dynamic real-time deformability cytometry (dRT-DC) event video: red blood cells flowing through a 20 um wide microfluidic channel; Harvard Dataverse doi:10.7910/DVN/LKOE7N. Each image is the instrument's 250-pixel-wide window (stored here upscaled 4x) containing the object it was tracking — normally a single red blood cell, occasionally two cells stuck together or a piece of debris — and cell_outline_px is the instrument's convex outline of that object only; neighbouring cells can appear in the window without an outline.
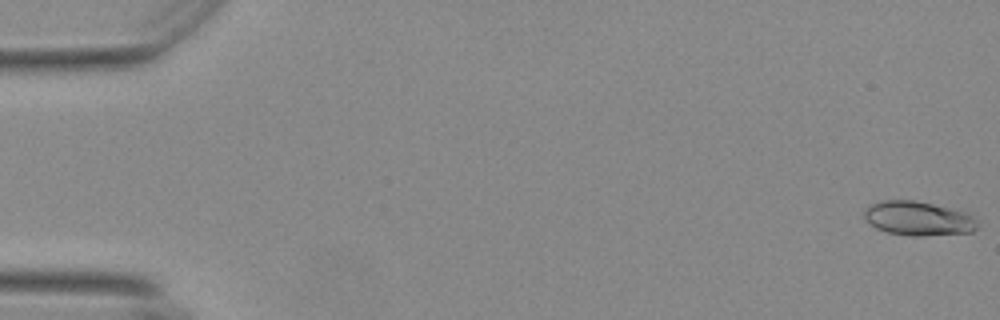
{"species": "Egyptian fruit bat (a non-hibernating species)", "species_latin": "Rousettus aegyptiacus", "temperature_condition": "warm", "stored_images_in_passage": 45, "camera_frame_rate_fps": 3000, "um_per_image_px": 0.085, "animal": {"sex": "female"}, "frame": {"image": 1, "passage_image": 1, "time_ms": 0.0, "image_size_px": [1000, 320], "cell_outline_px": [[980, 224], [972, 232], [924, 236], [912, 236], [888, 232], [876, 228], [864, 220], [864, 212], [872, 204], [880, 200], [912, 200], [932, 204], [964, 212], [976, 220]], "centroid_in_image_um": [78.03, 18.58], "position_along_channel_um": 7.0, "area_um2": 22.37}}
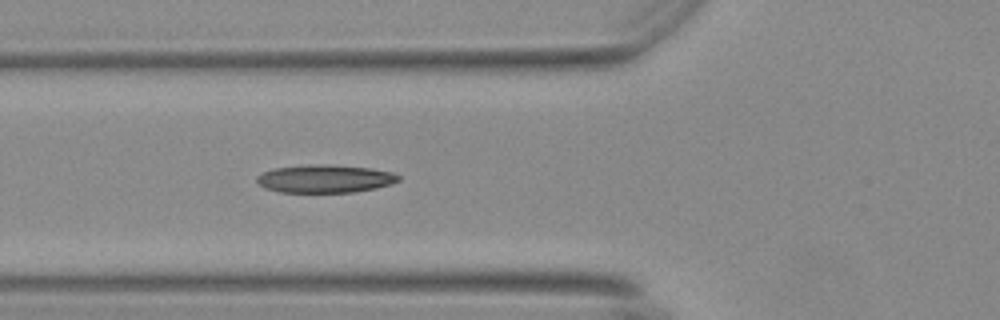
{"frame": {"image": 2, "passage_image": 21, "time_ms": 6.667, "image_size_px": [1000, 320], "cell_outline_px": [[400, 180], [376, 188], [352, 192], [280, 192], [264, 188], [256, 180], [256, 176], [272, 168], [316, 164], [332, 164], [372, 168], [392, 172], [400, 176]], "centroid_in_image_um": [27.61, 15.18], "position_along_channel_um": 98.2, "area_um2": 23.12}}
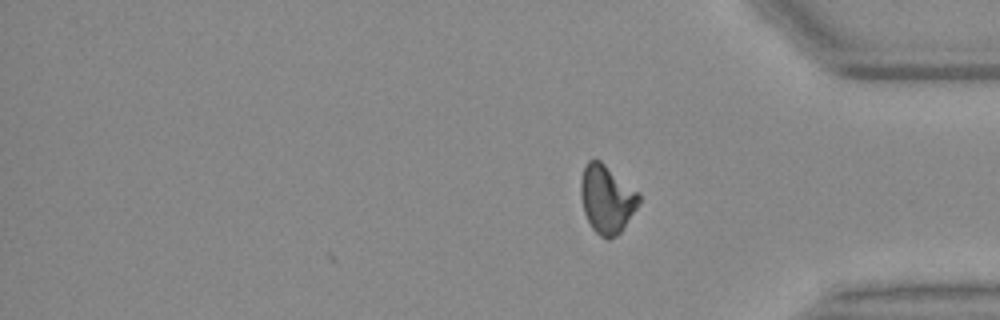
{"frame": {"image": 3, "passage_image": 45, "time_ms": 14.667, "image_size_px": [1000, 320], "cell_outline_px": [[640, 204], [620, 232], [616, 236], [608, 240], [600, 236], [592, 228], [584, 212], [580, 196], [580, 180], [584, 168], [588, 160], [600, 160], [636, 192], [640, 196]], "centroid_in_image_um": [51.55, 16.95], "position_along_channel_um": 383.7, "area_um2": 22.77}, "authors_computed_cell_mechanics": {"area_um2": 22.253, "velocity_mm_per_s": 3.7059, "shape_relaxation_time_tau1_ms": 7.104, "shape_relaxation_time_tau2_ms": 2.1382, "deformation_change_tau1": 0.201, "deformation_change_tau2": 0.0947}}